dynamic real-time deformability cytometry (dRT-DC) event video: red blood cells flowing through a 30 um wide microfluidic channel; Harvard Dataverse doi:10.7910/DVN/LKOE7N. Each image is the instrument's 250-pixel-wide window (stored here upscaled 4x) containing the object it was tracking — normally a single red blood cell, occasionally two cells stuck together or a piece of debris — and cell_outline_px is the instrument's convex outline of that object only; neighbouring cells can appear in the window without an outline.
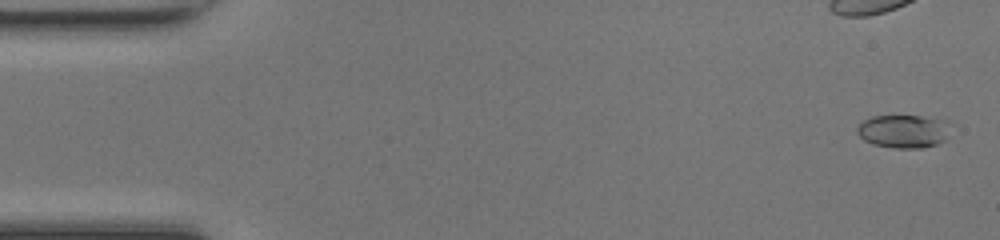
{"species": "common noctule bat (a hibernating species)", "species_latin": "Nyctalus noctula", "temperature_condition": "room temperature", "stored_images_in_passage": 49, "camera_frame_rate_fps": 3000, "um_per_image_px": 0.085, "animal": {"sex": "female", "body_mass_g": 17.0, "forearm_length_mm": 48.0}, "frame": {"image": 1, "passage_image": 2, "time_ms": 0.333, "image_size_px": [1000, 240], "cell_outline_px": [[952, 124], [944, 140], [936, 144], [920, 148], [892, 148], [872, 144], [864, 140], [856, 132], [856, 128], [864, 120], [872, 116], [920, 116], [948, 120]], "centroid_in_image_um": [76.81, 11.15], "position_along_channel_um": 8.2, "area_um2": 18.21}}